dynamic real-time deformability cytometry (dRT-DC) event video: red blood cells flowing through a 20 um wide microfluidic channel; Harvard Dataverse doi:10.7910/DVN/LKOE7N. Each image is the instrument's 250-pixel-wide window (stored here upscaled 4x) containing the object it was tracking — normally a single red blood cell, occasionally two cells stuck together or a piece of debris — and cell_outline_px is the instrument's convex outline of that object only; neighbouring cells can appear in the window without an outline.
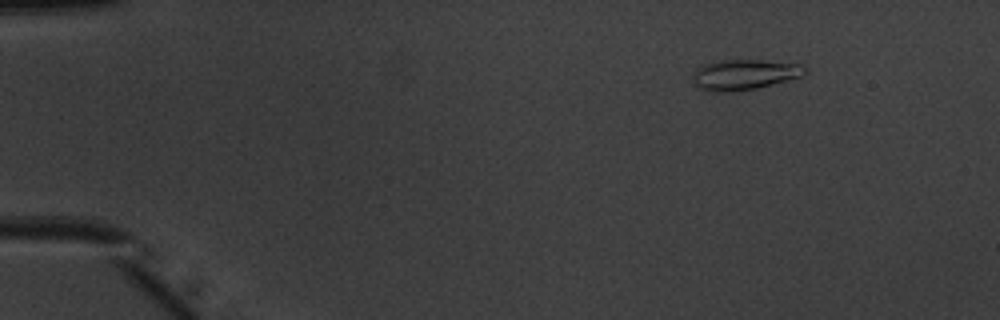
{"species": "common noctule bat (a hibernating species)", "species_latin": "Nyctalus noctula", "temperature_condition": "warm", "stored_images_in_passage": 46, "camera_frame_rate_fps": 3000, "um_per_image_px": 0.085, "animal": {"sex": "male", "body_mass_g": 20.1, "forearm_length_mm": 53.5}, "frame": {"image": 1, "passage_image": 2, "time_ms": 0.333, "image_size_px": [1000, 320], "cell_outline_px": [[808, 72], [800, 76], [756, 88], [728, 92], [712, 92], [700, 88], [696, 84], [696, 68], [704, 64], [720, 60], [760, 60], [804, 64], [808, 68]], "centroid_in_image_um": [63.33, 6.32], "position_along_channel_um": 21.7, "area_um2": 19.54}}
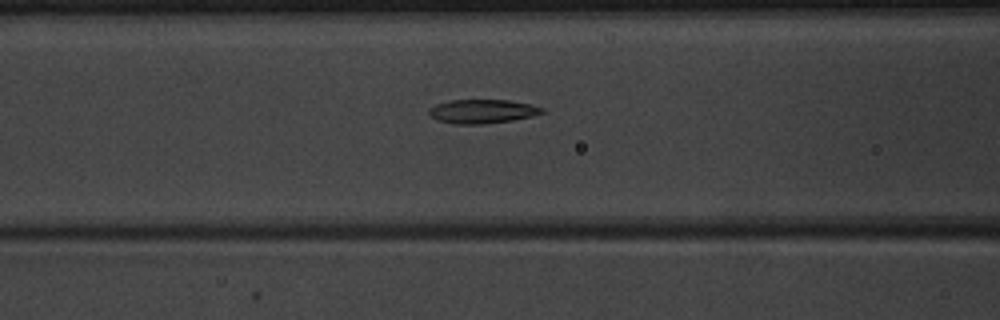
{"frame": {"image": 2, "passage_image": 17, "time_ms": 5.333, "image_size_px": [1000, 320], "cell_outline_px": [[544, 112], [532, 116], [512, 120], [480, 124], [456, 124], [436, 120], [428, 112], [428, 108], [436, 104], [448, 100], [508, 100], [532, 104], [544, 108]], "centroid_in_image_um": [40.98, 9.46], "position_along_channel_um": 125.6, "area_um2": 15.78}}
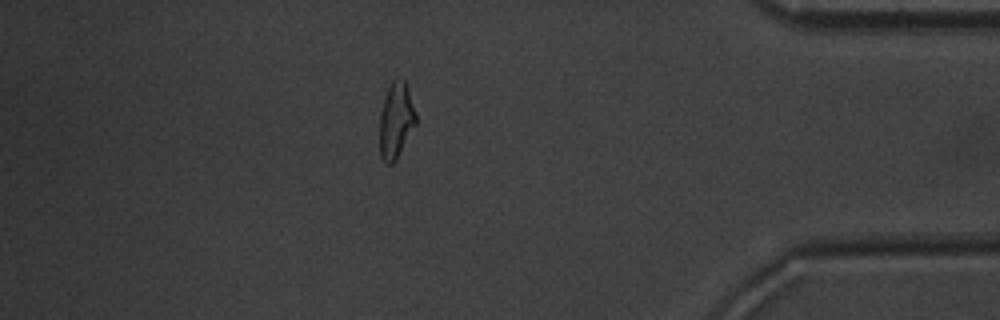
{"frame": {"image": 3, "passage_image": 40, "time_ms": 13.0, "image_size_px": [1000, 320], "cell_outline_px": [[416, 124], [396, 160], [392, 164], [388, 164], [380, 156], [380, 112], [388, 88], [392, 80], [404, 80], [408, 88], [416, 112]], "centroid_in_image_um": [33.67, 10.25], "position_along_channel_um": 401.5, "area_um2": 15.84}, "authors_computed_cell_mechanics": {"area_um2": 16.0684, "velocity_mm_per_s": 4.0267, "shape_relaxation_time_tau1_ms": 4.6481, "shape_relaxation_time_tau2_ms": 1.3775, "deformation_change_tau1": 0.1896, "deformation_change_tau2": 0.0878}}